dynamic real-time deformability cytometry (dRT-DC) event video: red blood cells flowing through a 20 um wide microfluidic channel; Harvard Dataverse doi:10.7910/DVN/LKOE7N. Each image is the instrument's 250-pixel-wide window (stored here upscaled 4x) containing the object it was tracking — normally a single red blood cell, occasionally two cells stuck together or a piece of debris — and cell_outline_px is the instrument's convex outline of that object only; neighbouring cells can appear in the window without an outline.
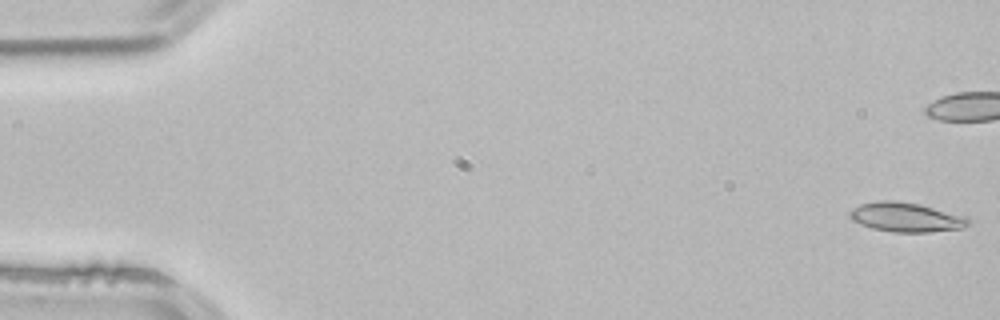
{"species": "common noctule bat (a hibernating species)", "species_latin": "Nyctalus noctula", "temperature_condition": "room temperature", "stored_images_in_passage": 53, "camera_frame_rate_fps": 3000, "um_per_image_px": 0.085, "animal": {"sex": "male", "body_mass_g": 21.5, "forearm_length_mm": 52.0}, "frame": {"image": 1, "passage_image": 1, "time_ms": 0.0, "image_size_px": [1000, 320], "cell_outline_px": [[968, 224], [960, 228], [928, 232], [892, 232], [872, 228], [860, 224], [852, 220], [848, 216], [848, 212], [852, 208], [860, 204], [880, 200], [896, 200], [916, 204], [968, 216]], "centroid_in_image_um": [76.95, 18.46], "position_along_channel_um": 8.1, "area_um2": 20.17}, "authors_computed_cell_mechanics": {"area_um2": 18.9584, "velocity_mm_per_s": 3.884, "shape_relaxation_time_tau1_ms": null, "shape_relaxation_time_tau2_ms": 2.8136, "deformation_change_tau1": null, "deformation_change_tau2": 0.0915}}